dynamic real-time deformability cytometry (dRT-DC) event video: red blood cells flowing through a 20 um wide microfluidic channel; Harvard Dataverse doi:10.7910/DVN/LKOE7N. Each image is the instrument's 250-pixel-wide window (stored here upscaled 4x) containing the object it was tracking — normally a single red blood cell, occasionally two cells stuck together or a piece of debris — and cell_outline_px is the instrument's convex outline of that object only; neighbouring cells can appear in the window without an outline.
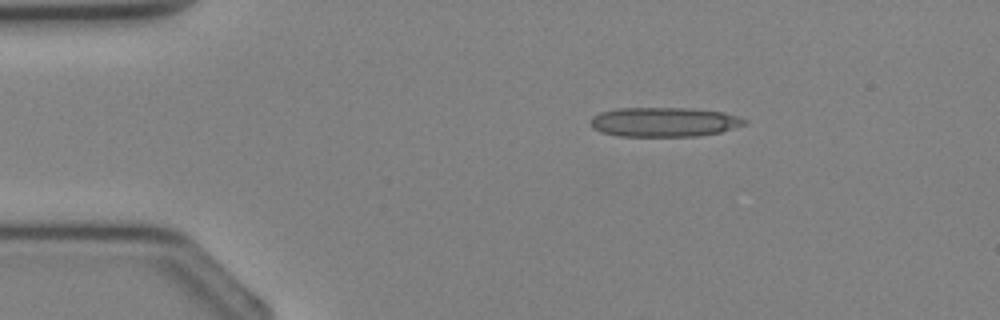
{"species": "Egyptian fruit bat (a non-hibernating species)", "species_latin": "Rousettus aegyptiacus", "temperature_condition": "cold", "stored_images_in_passage": 3, "segment_of_instrument_passage": [1, 2], "camera_frame_rate_fps": 3000, "um_per_image_px": 0.085, "animal": {"sex": "female"}, "frame": {"image": 1, "passage_image": 1, "time_ms": 0.0, "image_size_px": [1000, 320], "cell_outline_px": [[748, 124], [720, 132], [696, 136], [620, 136], [600, 132], [592, 128], [592, 116], [600, 112], [616, 108], [692, 108], [724, 112], [748, 120]], "centroid_in_image_um": [56.46, 10.37], "position_along_channel_um": 28.5, "area_um2": 26.53}}